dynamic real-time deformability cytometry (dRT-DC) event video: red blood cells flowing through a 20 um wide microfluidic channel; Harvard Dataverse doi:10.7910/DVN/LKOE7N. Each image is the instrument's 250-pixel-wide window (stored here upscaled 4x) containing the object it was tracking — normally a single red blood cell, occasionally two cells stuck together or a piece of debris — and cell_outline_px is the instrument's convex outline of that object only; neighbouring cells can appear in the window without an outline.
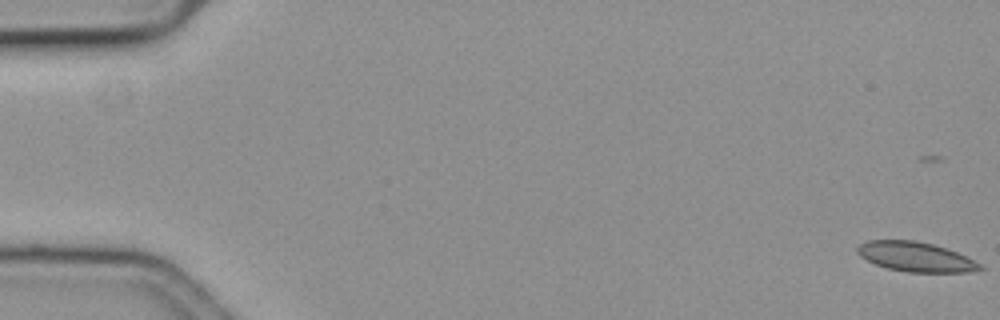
{"species": "common noctule bat (a hibernating species)", "species_latin": "Nyctalus noctula", "temperature_condition": "cold", "stored_images_in_passage": 54, "camera_frame_rate_fps": 3000, "um_per_image_px": 0.085, "animal": {"sex": "female", "body_mass_g": 19.3, "forearm_length_mm": 54.1}, "frame": {"image": 1, "passage_image": 1, "time_ms": 0.0, "image_size_px": [1000, 320], "cell_outline_px": [[984, 268], [968, 272], [908, 272], [888, 268], [876, 264], [860, 256], [856, 252], [856, 248], [860, 244], [868, 240], [916, 240], [932, 244], [956, 252], [980, 264]], "centroid_in_image_um": [77.79, 21.82], "position_along_channel_um": 7.2, "area_um2": 20.87}}
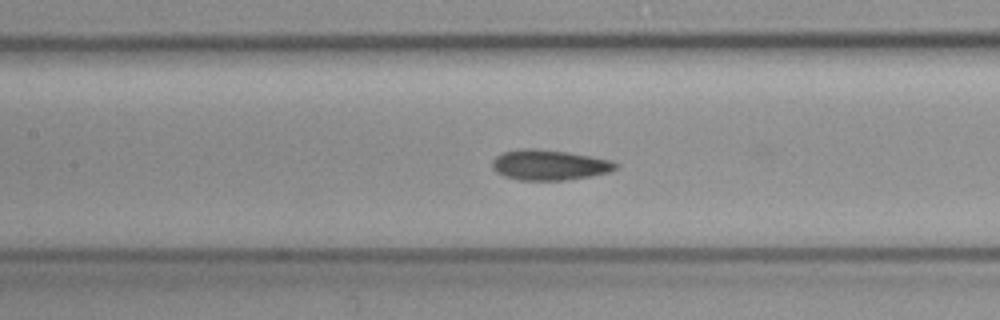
{"frame": {"image": 2, "passage_image": 28, "time_ms": 9.0, "image_size_px": [1000, 320], "cell_outline_px": [[620, 164], [612, 172], [592, 176], [564, 180], [520, 180], [504, 176], [496, 172], [492, 168], [492, 160], [496, 156], [504, 152], [520, 148], [536, 148], [568, 152], [592, 156], [612, 160]], "centroid_in_image_um": [46.72, 14.01], "position_along_channel_um": 160.7, "area_um2": 22.14}}
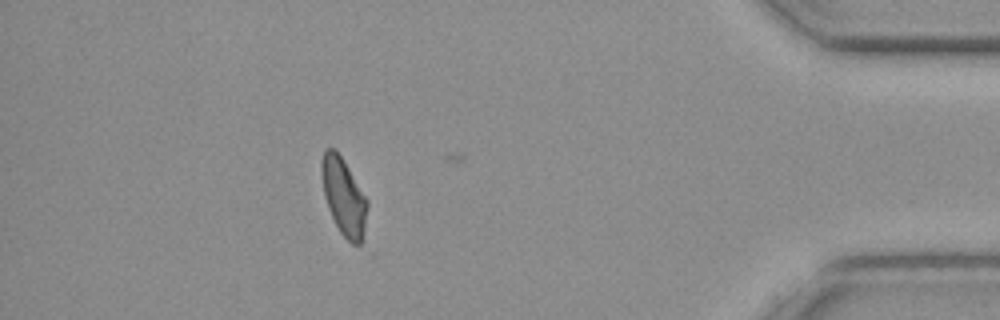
{"frame": {"image": 3, "passage_image": 53, "time_ms": 17.333, "image_size_px": [1000, 320], "cell_outline_px": [[368, 204], [364, 228], [360, 244], [352, 244], [340, 232], [328, 208], [324, 196], [320, 172], [320, 164], [324, 152], [328, 148], [332, 148], [340, 156], [368, 200]], "centroid_in_image_um": [29.19, 16.72], "position_along_channel_um": 406.0, "area_um2": 20.06}, "authors_computed_cell_mechanics": {"area_um2": 21.6172, "velocity_mm_per_s": 3.5559, "shape_relaxation_time_tau1_ms": null, "shape_relaxation_time_tau2_ms": 5.0745, "deformation_change_tau1": null, "deformation_change_tau2": 0.0958}}